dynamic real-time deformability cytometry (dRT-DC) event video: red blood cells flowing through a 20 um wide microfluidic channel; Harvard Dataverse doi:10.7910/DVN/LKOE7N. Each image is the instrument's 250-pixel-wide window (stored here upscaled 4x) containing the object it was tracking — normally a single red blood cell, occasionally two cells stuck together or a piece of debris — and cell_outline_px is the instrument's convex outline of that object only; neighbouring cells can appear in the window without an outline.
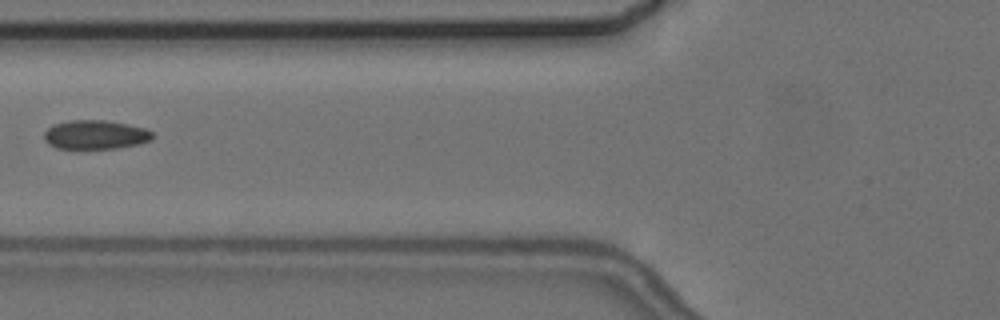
{"species": "common noctule bat (a hibernating species)", "species_latin": "Nyctalus noctula", "temperature_condition": "cold", "stored_images_in_passage": 2, "camera_frame_rate_fps": 3000, "um_per_image_px": 0.085, "animal": {"sex": "female", "body_mass_g": 24.6, "forearm_length_mm": 56.2}, "frame": {"image": 1, "passage_image": 2, "time_ms": 1.333, "image_size_px": [1000, 320], "cell_outline_px": [[152, 140], [140, 144], [116, 148], [56, 148], [48, 144], [44, 140], [44, 132], [48, 128], [56, 124], [72, 120], [104, 120], [144, 128], [152, 132]], "centroid_in_image_um": [8.1, 11.46], "position_along_channel_um": 117.7, "area_um2": 18.09}}